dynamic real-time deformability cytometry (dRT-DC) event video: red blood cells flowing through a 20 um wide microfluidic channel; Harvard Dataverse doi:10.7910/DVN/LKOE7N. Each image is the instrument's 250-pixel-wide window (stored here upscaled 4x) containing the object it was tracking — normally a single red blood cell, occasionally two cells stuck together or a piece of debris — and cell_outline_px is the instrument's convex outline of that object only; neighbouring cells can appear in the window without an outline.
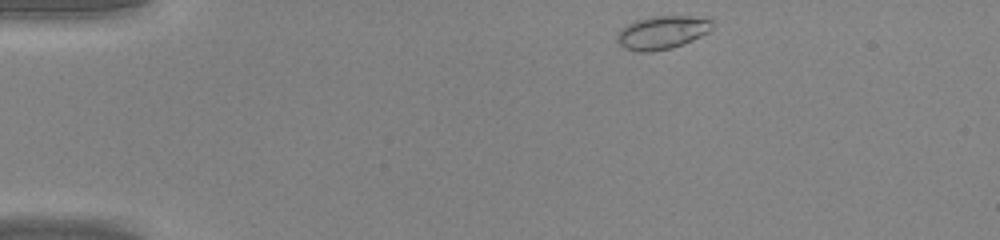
{"species": "common noctule bat (a hibernating species)", "species_latin": "Nyctalus noctula", "temperature_condition": "warm", "stored_images_in_passage": 38, "camera_frame_rate_fps": 3000, "um_per_image_px": 0.085, "animal": {"sex": "male", "body_mass_g": 20.0, "forearm_length_mm": 53.3}, "frame": {"image": 1, "passage_image": 1, "time_ms": 0.0, "image_size_px": [1000, 240], "cell_outline_px": [[712, 28], [708, 32], [692, 40], [672, 48], [648, 52], [636, 52], [624, 48], [616, 40], [616, 36], [628, 24], [636, 20], [652, 16], [688, 16], [712, 20]], "centroid_in_image_um": [56.26, 2.77], "position_along_channel_um": 28.7, "area_um2": 18.21}}
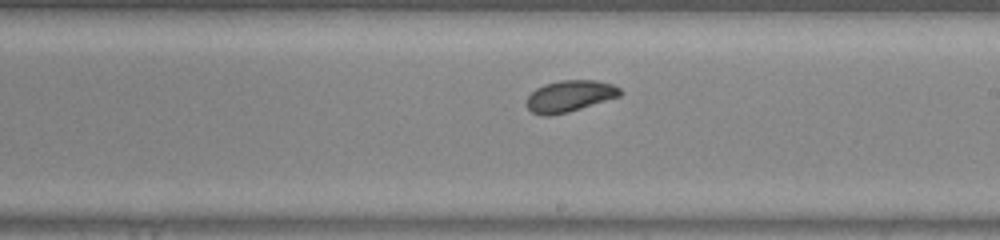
{"frame": {"image": 2, "passage_image": 20, "time_ms": 6.333, "image_size_px": [1000, 240], "cell_outline_px": [[624, 92], [620, 96], [568, 112], [532, 112], [524, 104], [528, 96], [536, 88], [544, 84], [560, 80], [596, 80], [612, 84], [620, 88]], "centroid_in_image_um": [48.48, 8.11], "position_along_channel_um": 240.5, "area_um2": 16.65}}
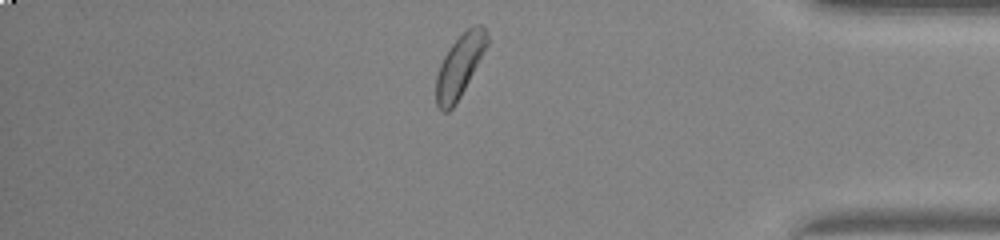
{"frame": {"image": 3, "passage_image": 32, "time_ms": 10.333, "image_size_px": [1000, 240], "cell_outline_px": [[488, 44], [456, 104], [448, 112], [444, 112], [436, 104], [436, 76], [440, 64], [444, 56], [452, 44], [468, 28], [476, 24], [480, 24], [484, 28], [488, 36]], "centroid_in_image_um": [39.06, 5.62], "position_along_channel_um": 396.1, "area_um2": 18.15}}